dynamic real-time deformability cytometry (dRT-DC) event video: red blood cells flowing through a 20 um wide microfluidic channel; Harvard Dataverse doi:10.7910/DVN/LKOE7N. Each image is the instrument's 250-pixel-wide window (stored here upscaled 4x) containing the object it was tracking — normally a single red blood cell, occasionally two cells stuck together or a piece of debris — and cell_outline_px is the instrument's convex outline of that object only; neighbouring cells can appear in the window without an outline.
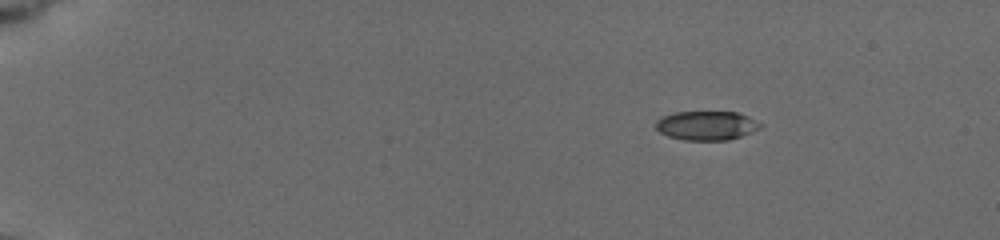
{"species": "common noctule bat (a hibernating species)", "species_latin": "Nyctalus noctula", "temperature_condition": "cold", "stored_images_in_passage": 10, "camera_frame_rate_fps": 3000, "um_per_image_px": 0.085, "animal": {"sex": "female", "body_mass_g": 19.5, "forearm_length_mm": 54.1}, "frame": {"image": 1, "passage_image": 4, "time_ms": 1.333, "image_size_px": [1000, 240], "cell_outline_px": [[764, 124], [760, 128], [752, 132], [728, 140], [684, 140], [668, 136], [660, 132], [656, 128], [656, 120], [672, 112], [736, 112], [748, 116]], "centroid_in_image_um": [60.07, 10.67], "position_along_channel_um": 24.9, "area_um2": 17.74}}
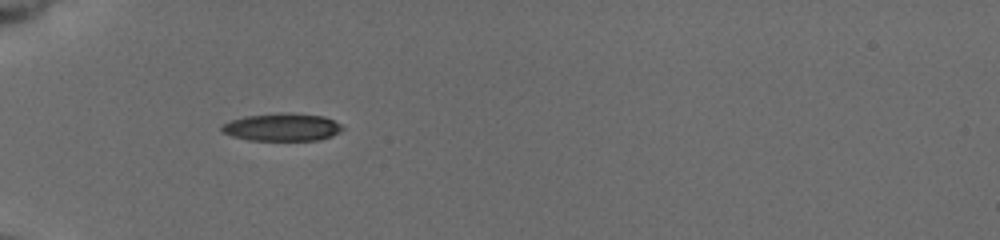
{"frame": {"image": 2, "passage_image": 9, "time_ms": 5.0, "image_size_px": [1000, 240], "cell_outline_px": [[344, 128], [340, 132], [332, 136], [320, 140], [248, 140], [232, 136], [220, 132], [220, 128], [224, 124], [232, 120], [244, 116], [280, 112], [288, 112], [324, 116], [340, 124]], "centroid_in_image_um": [23.97, 10.8], "position_along_channel_um": 61.0, "area_um2": 19.65}}